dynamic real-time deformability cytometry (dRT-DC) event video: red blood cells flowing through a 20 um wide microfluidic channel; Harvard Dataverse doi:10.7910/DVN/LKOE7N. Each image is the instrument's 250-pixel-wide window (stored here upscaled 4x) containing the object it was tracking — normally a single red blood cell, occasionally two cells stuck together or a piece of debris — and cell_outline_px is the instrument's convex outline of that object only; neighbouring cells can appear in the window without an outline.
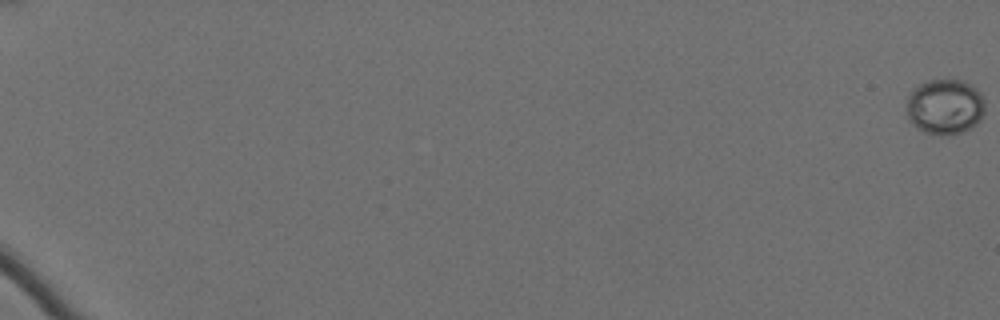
{"species": "Egyptian fruit bat (a non-hibernating species)", "species_latin": "Rousettus aegyptiacus", "temperature_condition": "cold", "stored_images_in_passage": 15, "segment_of_instrument_passage": [1, 2], "camera_frame_rate_fps": 3000, "um_per_image_px": 0.085, "animal": {"sex": "female"}, "frame": {"image": 1, "passage_image": 1, "time_ms": 0.0, "image_size_px": [1000, 320], "cell_outline_px": [[984, 112], [980, 120], [972, 128], [964, 132], [948, 136], [924, 132], [912, 124], [904, 108], [908, 96], [920, 84], [928, 80], [960, 80], [976, 88], [980, 92], [984, 100]], "centroid_in_image_um": [80.32, 9.1], "position_along_channel_um": 4.7, "area_um2": 25.49}}